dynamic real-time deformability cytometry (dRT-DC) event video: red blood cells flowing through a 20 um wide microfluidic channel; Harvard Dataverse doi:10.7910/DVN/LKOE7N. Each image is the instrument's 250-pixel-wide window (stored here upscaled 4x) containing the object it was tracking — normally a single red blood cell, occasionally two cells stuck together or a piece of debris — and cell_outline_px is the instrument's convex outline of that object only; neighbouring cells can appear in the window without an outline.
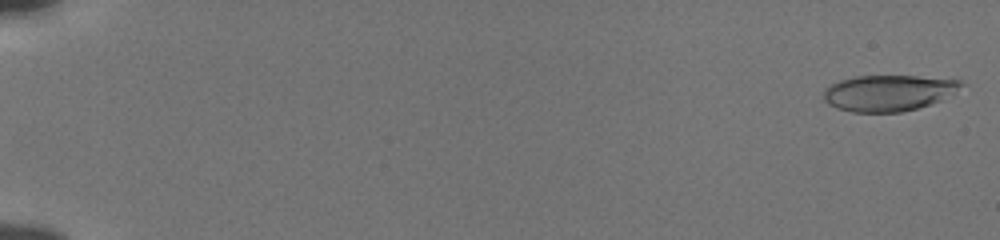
{"species": "human", "species_latin": "Homo sapiens", "temperature_condition": "cold", "stored_images_in_passage": 56, "camera_frame_rate_fps": 3000, "um_per_image_px": 0.085, "donor": {"sex": "male"}, "frame": {"image": 1, "passage_image": 2, "time_ms": 0.333, "image_size_px": [1000, 240], "cell_outline_px": [[968, 84], [940, 100], [916, 108], [900, 112], [852, 112], [836, 108], [828, 104], [824, 100], [824, 88], [840, 80], [856, 76], [916, 76], [960, 80]], "centroid_in_image_um": [75.51, 7.89], "position_along_channel_um": 9.5, "area_um2": 28.78}}
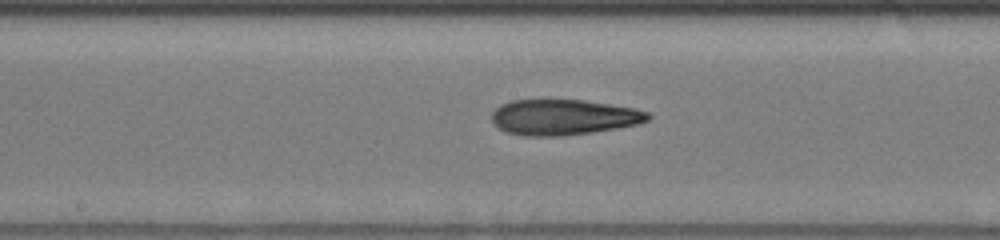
{"frame": {"image": 2, "passage_image": 32, "time_ms": 10.333, "image_size_px": [1000, 240], "cell_outline_px": [[652, 116], [648, 120], [636, 124], [616, 128], [592, 132], [560, 136], [524, 136], [508, 132], [500, 128], [492, 120], [492, 112], [500, 104], [512, 100], [584, 100], [636, 108], [648, 112]], "centroid_in_image_um": [47.91, 9.95], "position_along_channel_um": 200.3, "area_um2": 32.25}}
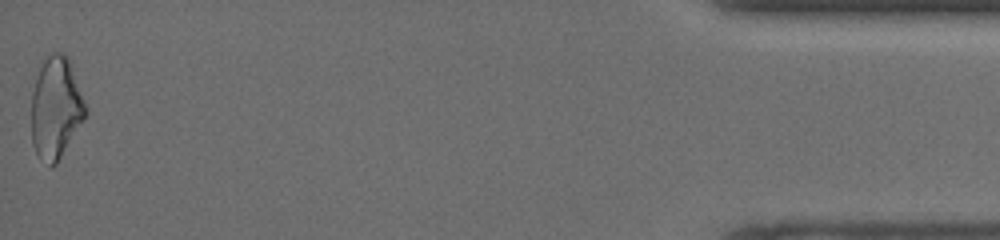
{"frame": {"image": 3, "passage_image": 56, "time_ms": 18.333, "image_size_px": [1000, 240], "cell_outline_px": [[88, 112], [84, 120], [56, 164], [52, 168], [48, 168], [36, 156], [32, 144], [32, 92], [40, 60], [52, 52], [64, 52], [68, 56], [88, 108]], "centroid_in_image_um": [4.74, 9.17], "position_along_channel_um": 430.5, "area_um2": 32.95}, "authors_computed_cell_mechanics": {"area_um2": 31.0675, "velocity_mm_per_s": 3.8645, "shape_relaxation_time_tau1_ms": 7.5763, "shape_relaxation_time_tau2_ms": 5.2243, "deformation_change_tau1": 0.205, "deformation_change_tau2": 0.1704}}